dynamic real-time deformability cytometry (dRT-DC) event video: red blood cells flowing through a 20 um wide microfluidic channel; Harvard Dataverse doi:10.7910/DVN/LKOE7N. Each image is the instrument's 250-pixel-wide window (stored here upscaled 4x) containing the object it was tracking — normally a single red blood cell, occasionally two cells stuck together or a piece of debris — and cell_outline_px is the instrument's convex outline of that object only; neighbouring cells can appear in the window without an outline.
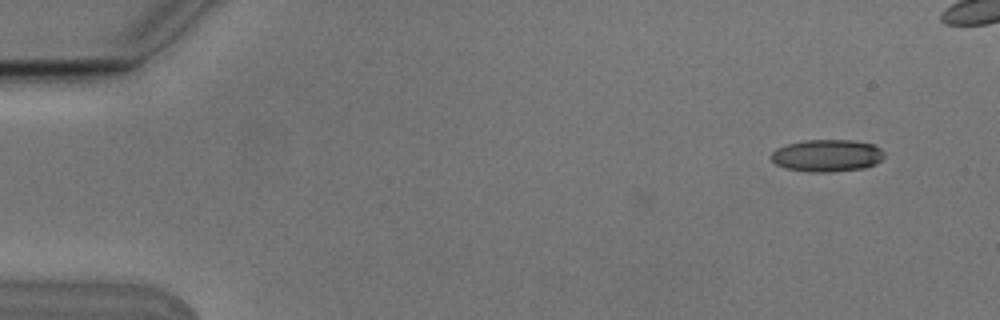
{"species": "Egyptian fruit bat (a non-hibernating species)", "species_latin": "Rousettus aegyptiacus", "temperature_condition": "cold", "stored_images_in_passage": 2, "camera_frame_rate_fps": 3000, "um_per_image_px": 0.085, "animal": {"sex": "male"}, "frame": {"image": 1, "passage_image": 2, "time_ms": 0.333, "image_size_px": [1000, 320], "cell_outline_px": [[884, 156], [876, 164], [864, 168], [828, 172], [812, 172], [788, 168], [776, 164], [772, 160], [772, 152], [776, 148], [788, 144], [804, 140], [852, 140], [872, 144], [880, 148], [884, 152]], "centroid_in_image_um": [70.32, 13.22], "position_along_channel_um": 14.7, "area_um2": 21.04}}